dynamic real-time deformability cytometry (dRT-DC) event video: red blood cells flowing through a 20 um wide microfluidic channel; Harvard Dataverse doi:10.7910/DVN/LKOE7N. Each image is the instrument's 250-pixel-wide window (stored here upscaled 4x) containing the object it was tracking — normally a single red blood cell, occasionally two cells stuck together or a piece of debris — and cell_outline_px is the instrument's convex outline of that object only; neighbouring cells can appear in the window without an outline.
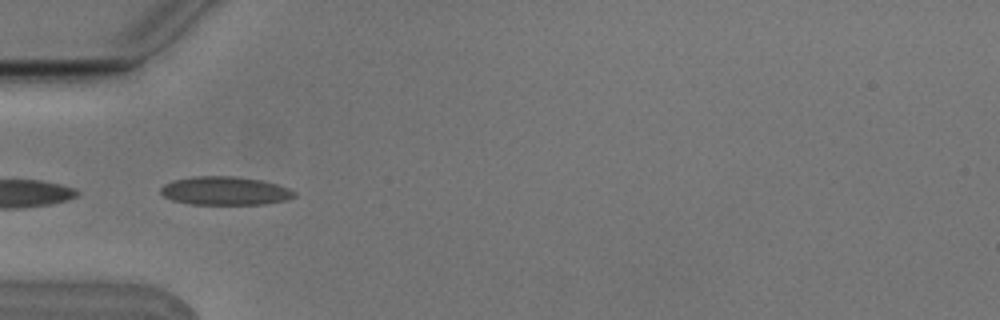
{"species": "Egyptian fruit bat (a non-hibernating species)", "species_latin": "Rousettus aegyptiacus", "temperature_condition": "cold", "stored_images_in_passage": 5, "camera_frame_rate_fps": 3000, "um_per_image_px": 0.085, "animal": {"sex": "male"}, "frame": {"image": 1, "passage_image": 4, "time_ms": 1.0, "image_size_px": [1000, 320], "cell_outline_px": [[296, 196], [288, 200], [264, 204], [188, 204], [172, 200], [164, 196], [160, 192], [160, 188], [164, 184], [172, 180], [192, 176], [236, 176], [260, 180], [276, 184], [288, 188], [296, 192]], "centroid_in_image_um": [19.11, 16.22], "position_along_channel_um": 65.9, "area_um2": 22.31}}